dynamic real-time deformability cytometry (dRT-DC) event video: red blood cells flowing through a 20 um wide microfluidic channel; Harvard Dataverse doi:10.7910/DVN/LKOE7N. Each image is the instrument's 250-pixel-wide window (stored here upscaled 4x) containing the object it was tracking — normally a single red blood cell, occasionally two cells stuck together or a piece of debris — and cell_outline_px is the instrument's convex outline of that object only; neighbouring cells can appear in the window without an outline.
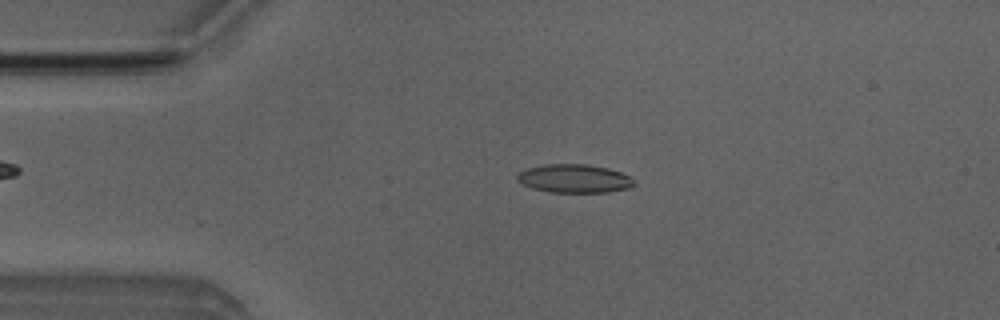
{"species": "Egyptian fruit bat (a non-hibernating species)", "species_latin": "Rousettus aegyptiacus", "temperature_condition": "room temperature", "stored_images_in_passage": 3, "camera_frame_rate_fps": 3000, "um_per_image_px": 0.085, "animal": {"sex": "male"}, "frame": {"image": 1, "passage_image": 2, "time_ms": 2.0, "image_size_px": [1000, 320], "cell_outline_px": [[636, 184], [632, 188], [608, 192], [552, 192], [532, 188], [516, 180], [516, 176], [520, 172], [528, 168], [544, 164], [584, 164], [608, 168], [620, 172], [636, 180]], "centroid_in_image_um": [48.86, 15.18], "position_along_channel_um": 36.1, "area_um2": 19.42}}